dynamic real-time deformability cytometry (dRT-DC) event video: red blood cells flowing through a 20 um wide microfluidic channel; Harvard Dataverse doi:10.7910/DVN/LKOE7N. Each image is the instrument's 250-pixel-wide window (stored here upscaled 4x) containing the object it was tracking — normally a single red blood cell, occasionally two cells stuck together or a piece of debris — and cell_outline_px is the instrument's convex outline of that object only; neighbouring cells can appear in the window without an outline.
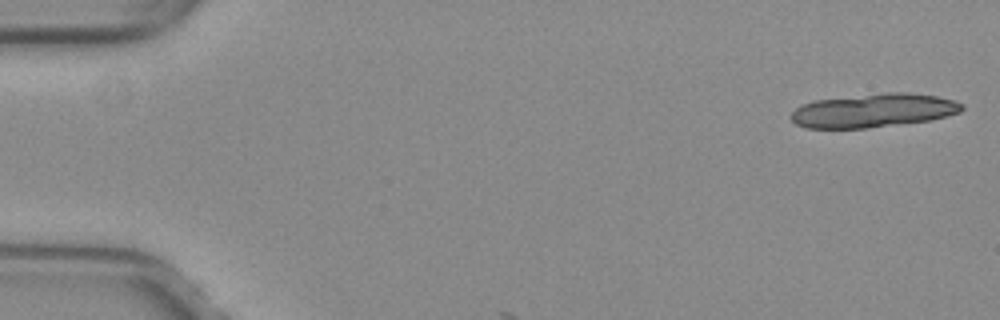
{"species": "common noctule bat (a hibernating species)", "species_latin": "Nyctalus noctula", "temperature_condition": "warm", "stored_images_in_passage": 6, "camera_frame_rate_fps": 3000, "um_per_image_px": 0.085, "animal": {"sex": "female", "body_mass_g": 29.2, "forearm_length_mm": 56.3}, "frame": {"image": 1, "passage_image": 1, "time_ms": 0.0, "image_size_px": [1000, 320], "cell_outline_px": [[964, 108], [960, 112], [928, 120], [868, 128], [808, 128], [796, 124], [788, 116], [800, 104], [816, 100], [888, 92], [908, 92], [936, 96], [956, 100], [964, 104]], "centroid_in_image_um": [74.23, 9.39], "position_along_channel_um": 10.8, "area_um2": 33.47}}